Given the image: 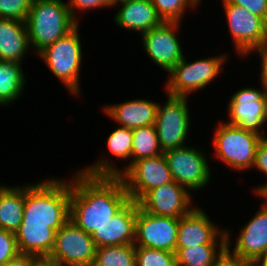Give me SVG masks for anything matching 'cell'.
I'll list each match as a JSON object with an SVG mask.
<instances>
[{
  "label": "cell",
  "mask_w": 267,
  "mask_h": 266,
  "mask_svg": "<svg viewBox=\"0 0 267 266\" xmlns=\"http://www.w3.org/2000/svg\"><path fill=\"white\" fill-rule=\"evenodd\" d=\"M71 175L70 221L87 234L113 218L129 201L119 176H90L79 169Z\"/></svg>",
  "instance_id": "6da1fadb"
},
{
  "label": "cell",
  "mask_w": 267,
  "mask_h": 266,
  "mask_svg": "<svg viewBox=\"0 0 267 266\" xmlns=\"http://www.w3.org/2000/svg\"><path fill=\"white\" fill-rule=\"evenodd\" d=\"M70 193L71 178L49 176L27 182L21 223L47 224L58 231L70 219Z\"/></svg>",
  "instance_id": "7a4b0ae2"
},
{
  "label": "cell",
  "mask_w": 267,
  "mask_h": 266,
  "mask_svg": "<svg viewBox=\"0 0 267 266\" xmlns=\"http://www.w3.org/2000/svg\"><path fill=\"white\" fill-rule=\"evenodd\" d=\"M25 23L35 55L78 25L63 0H33Z\"/></svg>",
  "instance_id": "3957f363"
},
{
  "label": "cell",
  "mask_w": 267,
  "mask_h": 266,
  "mask_svg": "<svg viewBox=\"0 0 267 266\" xmlns=\"http://www.w3.org/2000/svg\"><path fill=\"white\" fill-rule=\"evenodd\" d=\"M79 25L36 54L41 61H44L50 73L64 85L68 93L76 98L80 97L82 89L80 76L84 56Z\"/></svg>",
  "instance_id": "277c9868"
},
{
  "label": "cell",
  "mask_w": 267,
  "mask_h": 266,
  "mask_svg": "<svg viewBox=\"0 0 267 266\" xmlns=\"http://www.w3.org/2000/svg\"><path fill=\"white\" fill-rule=\"evenodd\" d=\"M228 52L216 56H207L195 61H189L184 56L169 72L165 81L164 94L172 96L190 97V94L197 91H204L207 86L214 82L222 72L224 73L225 63L230 57Z\"/></svg>",
  "instance_id": "5b68a950"
},
{
  "label": "cell",
  "mask_w": 267,
  "mask_h": 266,
  "mask_svg": "<svg viewBox=\"0 0 267 266\" xmlns=\"http://www.w3.org/2000/svg\"><path fill=\"white\" fill-rule=\"evenodd\" d=\"M213 130L212 148L214 159L223 162L234 171H249L253 168L256 149L263 136L239 126L217 121Z\"/></svg>",
  "instance_id": "8992f818"
},
{
  "label": "cell",
  "mask_w": 267,
  "mask_h": 266,
  "mask_svg": "<svg viewBox=\"0 0 267 266\" xmlns=\"http://www.w3.org/2000/svg\"><path fill=\"white\" fill-rule=\"evenodd\" d=\"M200 146L186 145L181 148L170 149L163 152L166 158L173 181L192 191H201L210 186L212 167L206 154Z\"/></svg>",
  "instance_id": "52a82bcc"
},
{
  "label": "cell",
  "mask_w": 267,
  "mask_h": 266,
  "mask_svg": "<svg viewBox=\"0 0 267 266\" xmlns=\"http://www.w3.org/2000/svg\"><path fill=\"white\" fill-rule=\"evenodd\" d=\"M165 95L167 100L158 103L155 121L159 145L163 152L186 146L188 136H191L188 135L192 129L190 126L193 125L189 97Z\"/></svg>",
  "instance_id": "ba28073f"
},
{
  "label": "cell",
  "mask_w": 267,
  "mask_h": 266,
  "mask_svg": "<svg viewBox=\"0 0 267 266\" xmlns=\"http://www.w3.org/2000/svg\"><path fill=\"white\" fill-rule=\"evenodd\" d=\"M234 51L245 58L252 50L267 44V22L239 5L221 0Z\"/></svg>",
  "instance_id": "9c48e42d"
},
{
  "label": "cell",
  "mask_w": 267,
  "mask_h": 266,
  "mask_svg": "<svg viewBox=\"0 0 267 266\" xmlns=\"http://www.w3.org/2000/svg\"><path fill=\"white\" fill-rule=\"evenodd\" d=\"M253 85L242 86L230 95L227 102V119L225 122L267 137L266 127V88Z\"/></svg>",
  "instance_id": "30bf717a"
},
{
  "label": "cell",
  "mask_w": 267,
  "mask_h": 266,
  "mask_svg": "<svg viewBox=\"0 0 267 266\" xmlns=\"http://www.w3.org/2000/svg\"><path fill=\"white\" fill-rule=\"evenodd\" d=\"M96 250L92 236L69 219L56 232L54 247L46 259L59 266H91Z\"/></svg>",
  "instance_id": "8fae6325"
},
{
  "label": "cell",
  "mask_w": 267,
  "mask_h": 266,
  "mask_svg": "<svg viewBox=\"0 0 267 266\" xmlns=\"http://www.w3.org/2000/svg\"><path fill=\"white\" fill-rule=\"evenodd\" d=\"M181 25L182 22H163L140 35L147 58L166 73L185 56L179 37Z\"/></svg>",
  "instance_id": "7c38bea8"
},
{
  "label": "cell",
  "mask_w": 267,
  "mask_h": 266,
  "mask_svg": "<svg viewBox=\"0 0 267 266\" xmlns=\"http://www.w3.org/2000/svg\"><path fill=\"white\" fill-rule=\"evenodd\" d=\"M243 224L238 234H234V243L231 233L233 231L226 227L227 253L239 260L255 262L267 254V207L261 206L254 216Z\"/></svg>",
  "instance_id": "4fadbf2b"
},
{
  "label": "cell",
  "mask_w": 267,
  "mask_h": 266,
  "mask_svg": "<svg viewBox=\"0 0 267 266\" xmlns=\"http://www.w3.org/2000/svg\"><path fill=\"white\" fill-rule=\"evenodd\" d=\"M119 177L135 202L149 190L173 181L164 154L134 161Z\"/></svg>",
  "instance_id": "5bb4252c"
},
{
  "label": "cell",
  "mask_w": 267,
  "mask_h": 266,
  "mask_svg": "<svg viewBox=\"0 0 267 266\" xmlns=\"http://www.w3.org/2000/svg\"><path fill=\"white\" fill-rule=\"evenodd\" d=\"M180 218L149 214L138 205L135 223V246L176 251Z\"/></svg>",
  "instance_id": "9a60e30c"
},
{
  "label": "cell",
  "mask_w": 267,
  "mask_h": 266,
  "mask_svg": "<svg viewBox=\"0 0 267 266\" xmlns=\"http://www.w3.org/2000/svg\"><path fill=\"white\" fill-rule=\"evenodd\" d=\"M193 196L186 188L172 181L149 190L137 203L149 214L180 218L196 206Z\"/></svg>",
  "instance_id": "2e32d148"
},
{
  "label": "cell",
  "mask_w": 267,
  "mask_h": 266,
  "mask_svg": "<svg viewBox=\"0 0 267 266\" xmlns=\"http://www.w3.org/2000/svg\"><path fill=\"white\" fill-rule=\"evenodd\" d=\"M215 222L207 215V211L196 205L188 214L180 217L176 248L226 244V228Z\"/></svg>",
  "instance_id": "e0dca14e"
},
{
  "label": "cell",
  "mask_w": 267,
  "mask_h": 266,
  "mask_svg": "<svg viewBox=\"0 0 267 266\" xmlns=\"http://www.w3.org/2000/svg\"><path fill=\"white\" fill-rule=\"evenodd\" d=\"M114 129L107 137L106 148L109 151V157L113 158L115 156L114 158L117 159L115 161L112 158L110 159L108 154L103 157L100 155L93 164L90 163L91 165L79 169L81 172L90 176H120L132 164V129L121 126ZM117 160L127 162L126 164H120L121 167H119L116 163Z\"/></svg>",
  "instance_id": "ac0fdd59"
},
{
  "label": "cell",
  "mask_w": 267,
  "mask_h": 266,
  "mask_svg": "<svg viewBox=\"0 0 267 266\" xmlns=\"http://www.w3.org/2000/svg\"><path fill=\"white\" fill-rule=\"evenodd\" d=\"M138 203L130 200L113 218L91 236L97 248L134 244Z\"/></svg>",
  "instance_id": "d6986e66"
},
{
  "label": "cell",
  "mask_w": 267,
  "mask_h": 266,
  "mask_svg": "<svg viewBox=\"0 0 267 266\" xmlns=\"http://www.w3.org/2000/svg\"><path fill=\"white\" fill-rule=\"evenodd\" d=\"M158 102L145 98L129 99L102 107L104 115L121 127L135 129L155 125Z\"/></svg>",
  "instance_id": "ffe728a7"
},
{
  "label": "cell",
  "mask_w": 267,
  "mask_h": 266,
  "mask_svg": "<svg viewBox=\"0 0 267 266\" xmlns=\"http://www.w3.org/2000/svg\"><path fill=\"white\" fill-rule=\"evenodd\" d=\"M114 7H119L113 16L115 25L128 32L133 31L142 35L164 22L151 0H127Z\"/></svg>",
  "instance_id": "44dd1931"
},
{
  "label": "cell",
  "mask_w": 267,
  "mask_h": 266,
  "mask_svg": "<svg viewBox=\"0 0 267 266\" xmlns=\"http://www.w3.org/2000/svg\"><path fill=\"white\" fill-rule=\"evenodd\" d=\"M28 50L32 51L26 23L0 18V60L24 64Z\"/></svg>",
  "instance_id": "7402d4cb"
},
{
  "label": "cell",
  "mask_w": 267,
  "mask_h": 266,
  "mask_svg": "<svg viewBox=\"0 0 267 266\" xmlns=\"http://www.w3.org/2000/svg\"><path fill=\"white\" fill-rule=\"evenodd\" d=\"M56 232L47 224L21 223L15 232L19 252L47 258L54 247Z\"/></svg>",
  "instance_id": "603a6c76"
},
{
  "label": "cell",
  "mask_w": 267,
  "mask_h": 266,
  "mask_svg": "<svg viewBox=\"0 0 267 266\" xmlns=\"http://www.w3.org/2000/svg\"><path fill=\"white\" fill-rule=\"evenodd\" d=\"M25 184L5 185L0 190V228L15 233L24 214Z\"/></svg>",
  "instance_id": "cb8c5ba5"
},
{
  "label": "cell",
  "mask_w": 267,
  "mask_h": 266,
  "mask_svg": "<svg viewBox=\"0 0 267 266\" xmlns=\"http://www.w3.org/2000/svg\"><path fill=\"white\" fill-rule=\"evenodd\" d=\"M22 65V63L0 60V107H10L25 93L27 76Z\"/></svg>",
  "instance_id": "d4e9b609"
},
{
  "label": "cell",
  "mask_w": 267,
  "mask_h": 266,
  "mask_svg": "<svg viewBox=\"0 0 267 266\" xmlns=\"http://www.w3.org/2000/svg\"><path fill=\"white\" fill-rule=\"evenodd\" d=\"M227 244H203L176 248L177 266H213L227 253Z\"/></svg>",
  "instance_id": "484cf974"
},
{
  "label": "cell",
  "mask_w": 267,
  "mask_h": 266,
  "mask_svg": "<svg viewBox=\"0 0 267 266\" xmlns=\"http://www.w3.org/2000/svg\"><path fill=\"white\" fill-rule=\"evenodd\" d=\"M132 131V163L142 158L163 154L155 125L142 126L132 129Z\"/></svg>",
  "instance_id": "4316f807"
},
{
  "label": "cell",
  "mask_w": 267,
  "mask_h": 266,
  "mask_svg": "<svg viewBox=\"0 0 267 266\" xmlns=\"http://www.w3.org/2000/svg\"><path fill=\"white\" fill-rule=\"evenodd\" d=\"M92 266H136L135 245L98 247Z\"/></svg>",
  "instance_id": "83f0119b"
},
{
  "label": "cell",
  "mask_w": 267,
  "mask_h": 266,
  "mask_svg": "<svg viewBox=\"0 0 267 266\" xmlns=\"http://www.w3.org/2000/svg\"><path fill=\"white\" fill-rule=\"evenodd\" d=\"M164 22H182L187 11L199 9L202 0H151ZM191 8V9H190ZM196 9V10H195Z\"/></svg>",
  "instance_id": "f1b7e54d"
},
{
  "label": "cell",
  "mask_w": 267,
  "mask_h": 266,
  "mask_svg": "<svg viewBox=\"0 0 267 266\" xmlns=\"http://www.w3.org/2000/svg\"><path fill=\"white\" fill-rule=\"evenodd\" d=\"M135 255L136 266H177L174 252L135 246Z\"/></svg>",
  "instance_id": "f546056e"
},
{
  "label": "cell",
  "mask_w": 267,
  "mask_h": 266,
  "mask_svg": "<svg viewBox=\"0 0 267 266\" xmlns=\"http://www.w3.org/2000/svg\"><path fill=\"white\" fill-rule=\"evenodd\" d=\"M33 0H0V18L26 20Z\"/></svg>",
  "instance_id": "4dcf8cb0"
},
{
  "label": "cell",
  "mask_w": 267,
  "mask_h": 266,
  "mask_svg": "<svg viewBox=\"0 0 267 266\" xmlns=\"http://www.w3.org/2000/svg\"><path fill=\"white\" fill-rule=\"evenodd\" d=\"M67 4L73 19L78 24L80 22L79 15H77L78 10V13H86L93 9L114 8L113 0H69Z\"/></svg>",
  "instance_id": "1f68e13d"
},
{
  "label": "cell",
  "mask_w": 267,
  "mask_h": 266,
  "mask_svg": "<svg viewBox=\"0 0 267 266\" xmlns=\"http://www.w3.org/2000/svg\"><path fill=\"white\" fill-rule=\"evenodd\" d=\"M19 253L15 233L0 228V266Z\"/></svg>",
  "instance_id": "d6a6232c"
},
{
  "label": "cell",
  "mask_w": 267,
  "mask_h": 266,
  "mask_svg": "<svg viewBox=\"0 0 267 266\" xmlns=\"http://www.w3.org/2000/svg\"><path fill=\"white\" fill-rule=\"evenodd\" d=\"M230 4L239 5L250 13L263 18L267 22V0H226Z\"/></svg>",
  "instance_id": "836d02e7"
},
{
  "label": "cell",
  "mask_w": 267,
  "mask_h": 266,
  "mask_svg": "<svg viewBox=\"0 0 267 266\" xmlns=\"http://www.w3.org/2000/svg\"><path fill=\"white\" fill-rule=\"evenodd\" d=\"M252 169H256L259 173L267 178V137H263L256 149L255 162Z\"/></svg>",
  "instance_id": "e575fe53"
},
{
  "label": "cell",
  "mask_w": 267,
  "mask_h": 266,
  "mask_svg": "<svg viewBox=\"0 0 267 266\" xmlns=\"http://www.w3.org/2000/svg\"><path fill=\"white\" fill-rule=\"evenodd\" d=\"M258 55V60L260 61V73H258L260 83L267 89V44L259 47L257 49L252 50L246 57L250 58V54L253 55L255 53ZM260 57V59H259Z\"/></svg>",
  "instance_id": "d590c367"
},
{
  "label": "cell",
  "mask_w": 267,
  "mask_h": 266,
  "mask_svg": "<svg viewBox=\"0 0 267 266\" xmlns=\"http://www.w3.org/2000/svg\"><path fill=\"white\" fill-rule=\"evenodd\" d=\"M41 259L42 258L37 255L19 253L14 258L5 262L2 266H36Z\"/></svg>",
  "instance_id": "8d00e7d4"
},
{
  "label": "cell",
  "mask_w": 267,
  "mask_h": 266,
  "mask_svg": "<svg viewBox=\"0 0 267 266\" xmlns=\"http://www.w3.org/2000/svg\"><path fill=\"white\" fill-rule=\"evenodd\" d=\"M213 266H254V262L239 260L226 253Z\"/></svg>",
  "instance_id": "74e56055"
},
{
  "label": "cell",
  "mask_w": 267,
  "mask_h": 266,
  "mask_svg": "<svg viewBox=\"0 0 267 266\" xmlns=\"http://www.w3.org/2000/svg\"><path fill=\"white\" fill-rule=\"evenodd\" d=\"M254 187V188H253ZM251 192L254 194L255 197L262 200L263 198V205L264 207H267V182L263 184H257L256 186H253Z\"/></svg>",
  "instance_id": "f35d334b"
},
{
  "label": "cell",
  "mask_w": 267,
  "mask_h": 266,
  "mask_svg": "<svg viewBox=\"0 0 267 266\" xmlns=\"http://www.w3.org/2000/svg\"><path fill=\"white\" fill-rule=\"evenodd\" d=\"M254 266H267V254L265 256L258 258L254 262Z\"/></svg>",
  "instance_id": "ab89813d"
},
{
  "label": "cell",
  "mask_w": 267,
  "mask_h": 266,
  "mask_svg": "<svg viewBox=\"0 0 267 266\" xmlns=\"http://www.w3.org/2000/svg\"><path fill=\"white\" fill-rule=\"evenodd\" d=\"M36 266H59V265L47 260L46 258H43L37 263Z\"/></svg>",
  "instance_id": "60d3db41"
},
{
  "label": "cell",
  "mask_w": 267,
  "mask_h": 266,
  "mask_svg": "<svg viewBox=\"0 0 267 266\" xmlns=\"http://www.w3.org/2000/svg\"><path fill=\"white\" fill-rule=\"evenodd\" d=\"M265 105H266V127H267V90L265 94Z\"/></svg>",
  "instance_id": "b9f144b4"
},
{
  "label": "cell",
  "mask_w": 267,
  "mask_h": 266,
  "mask_svg": "<svg viewBox=\"0 0 267 266\" xmlns=\"http://www.w3.org/2000/svg\"><path fill=\"white\" fill-rule=\"evenodd\" d=\"M123 1H127V0H113V4L116 5V4L123 2Z\"/></svg>",
  "instance_id": "7bdbcfd3"
},
{
  "label": "cell",
  "mask_w": 267,
  "mask_h": 266,
  "mask_svg": "<svg viewBox=\"0 0 267 266\" xmlns=\"http://www.w3.org/2000/svg\"><path fill=\"white\" fill-rule=\"evenodd\" d=\"M6 184H1V182H0V190L5 186Z\"/></svg>",
  "instance_id": "ee69618b"
}]
</instances>
